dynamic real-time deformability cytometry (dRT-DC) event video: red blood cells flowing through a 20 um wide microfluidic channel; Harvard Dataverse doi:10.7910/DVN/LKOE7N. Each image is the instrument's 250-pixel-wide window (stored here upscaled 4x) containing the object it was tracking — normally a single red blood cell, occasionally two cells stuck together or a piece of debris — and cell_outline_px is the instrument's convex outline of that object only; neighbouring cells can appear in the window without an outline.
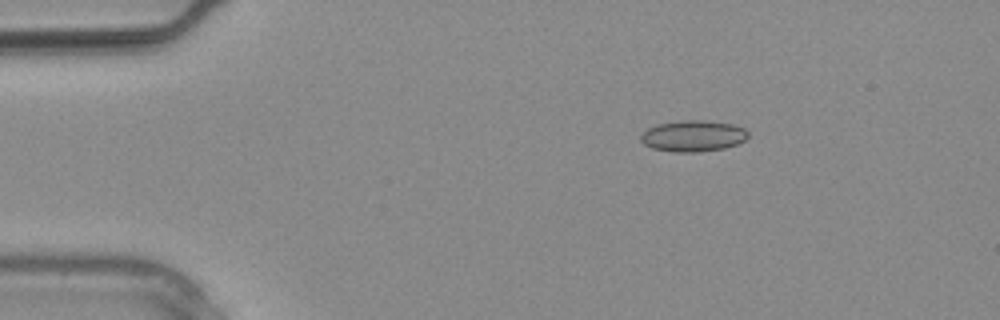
{"species": "common noctule bat (a hibernating species)", "species_latin": "Nyctalus noctula", "temperature_condition": "warm", "stored_images_in_passage": 3, "segment_of_instrument_passage": [1, 2], "camera_frame_rate_fps": 3000, "um_per_image_px": 0.085, "animal": {"sex": "male", "body_mass_g": 20.4}, "frame": {"image": 1, "passage_image": 1, "time_ms": 0.0, "image_size_px": [1000, 320], "cell_outline_px": [[748, 136], [744, 140], [736, 144], [724, 148], [700, 152], [676, 152], [652, 148], [644, 144], [640, 140], [640, 136], [648, 128], [656, 124], [684, 120], [704, 120], [732, 124], [744, 128], [748, 132]], "centroid_in_image_um": [58.9, 11.55], "position_along_channel_um": 26.1, "area_um2": 19.48}}
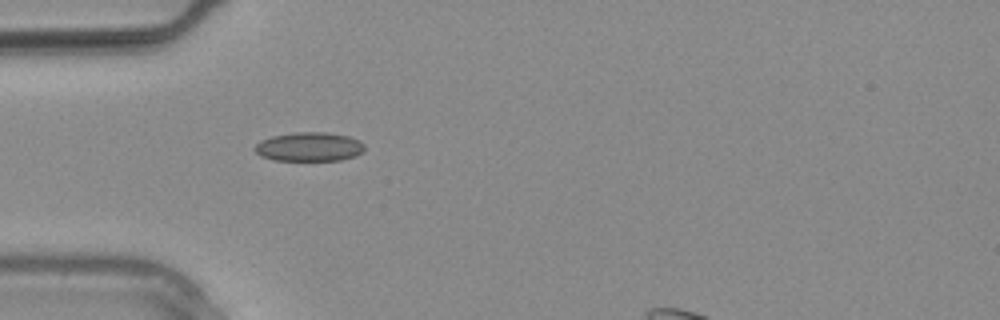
{"frame": {"image": 2, "passage_image": 2, "time_ms": 0.333, "image_size_px": [1000, 320], "cell_outline_px": [[364, 152], [356, 156], [340, 160], [272, 160], [260, 156], [252, 148], [260, 140], [272, 136], [296, 132], [328, 132], [348, 136], [360, 140], [364, 144]], "centroid_in_image_um": [26.28, 12.47], "position_along_channel_um": 58.7, "area_um2": 18.79}}